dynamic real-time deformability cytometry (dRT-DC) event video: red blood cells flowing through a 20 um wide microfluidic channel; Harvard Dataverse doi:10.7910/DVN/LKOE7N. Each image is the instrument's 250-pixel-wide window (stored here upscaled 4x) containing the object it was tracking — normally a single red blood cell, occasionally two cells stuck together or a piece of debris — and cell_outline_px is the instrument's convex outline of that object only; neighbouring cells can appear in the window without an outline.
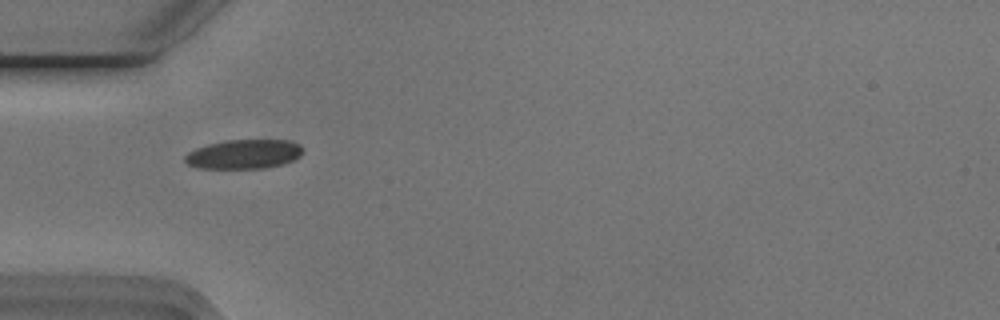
{"species": "Egyptian fruit bat (a non-hibernating species)", "species_latin": "Rousettus aegyptiacus", "temperature_condition": "cold", "stored_images_in_passage": 39, "camera_frame_rate_fps": 3000, "um_per_image_px": 0.085, "animal": {"sex": "male"}, "frame": {"image": 1, "passage_image": 2, "time_ms": 0.333, "image_size_px": [1000, 320], "cell_outline_px": [[304, 152], [300, 156], [292, 160], [280, 164], [264, 168], [200, 168], [188, 164], [184, 160], [184, 156], [188, 152], [196, 148], [208, 144], [228, 140], [288, 140], [300, 144], [304, 148]], "centroid_in_image_um": [20.75, 13.09], "position_along_channel_um": 64.3, "area_um2": 20.06}}
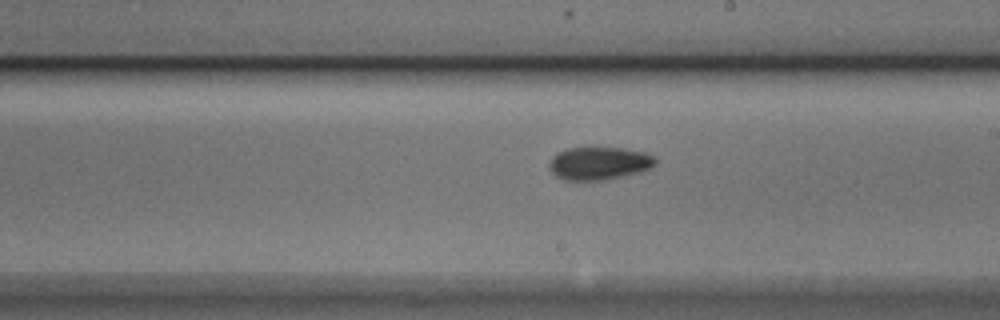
{"frame": {"image": 2, "passage_image": 16, "time_ms": 5.0, "image_size_px": [1000, 320], "cell_outline_px": [[656, 164], [652, 168], [640, 172], [624, 176], [604, 180], [564, 180], [556, 176], [552, 172], [548, 164], [552, 156], [556, 152], [568, 148], [592, 144], [624, 148], [648, 152], [656, 156]], "centroid_in_image_um": [50.95, 13.82], "position_along_channel_um": 238.1, "area_um2": 21.5}}
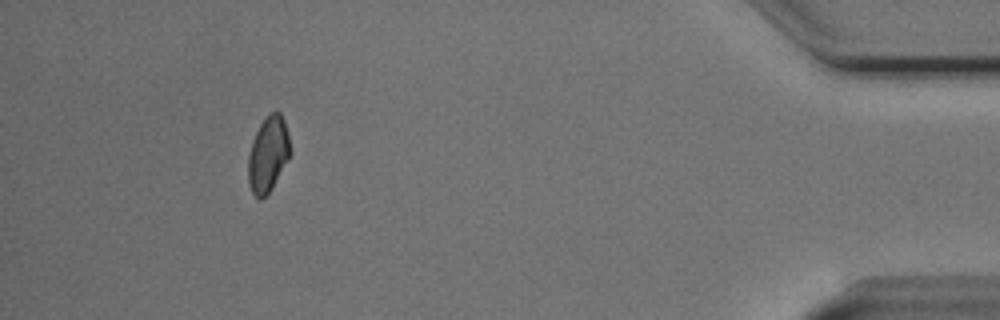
{"frame": {"image": 3, "passage_image": 35, "time_ms": 11.333, "image_size_px": [1000, 320], "cell_outline_px": [[288, 160], [272, 188], [260, 200], [252, 192], [248, 184], [248, 156], [252, 140], [260, 124], [268, 112], [280, 112], [284, 120], [288, 136]], "centroid_in_image_um": [22.75, 13.11], "position_along_channel_um": 412.4, "area_um2": 18.21}, "authors_computed_cell_mechanics": {"area_um2": 19.4786, "velocity_mm_per_s": 3.753, "shape_relaxation_time_tau1_ms": 5.7672, "shape_relaxation_time_tau2_ms": 5.4825, "deformation_change_tau1": 0.1173, "deformation_change_tau2": 0.099}}